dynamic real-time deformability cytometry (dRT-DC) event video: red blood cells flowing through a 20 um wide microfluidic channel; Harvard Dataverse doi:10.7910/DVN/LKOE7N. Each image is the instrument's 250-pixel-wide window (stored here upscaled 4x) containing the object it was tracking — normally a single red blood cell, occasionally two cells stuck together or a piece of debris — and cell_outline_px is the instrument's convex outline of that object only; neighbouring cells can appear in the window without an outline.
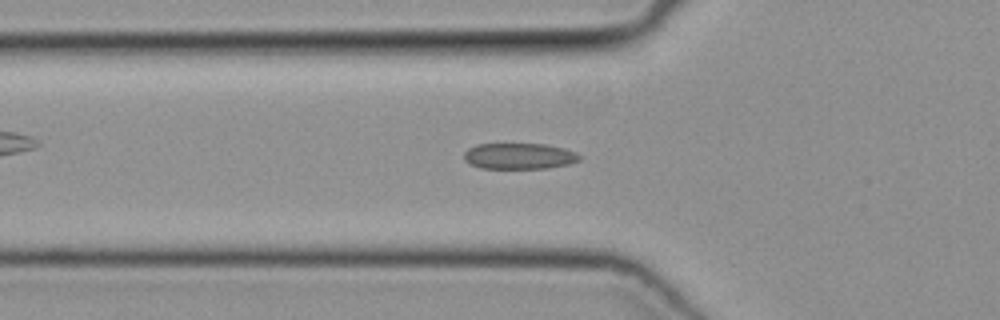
{"species": "common noctule bat (a hibernating species)", "species_latin": "Nyctalus noctula", "temperature_condition": "cold", "stored_images_in_passage": 47, "camera_frame_rate_fps": 3000, "um_per_image_px": 0.085, "animal": {"sex": "female", "body_mass_g": 19.3, "forearm_length_mm": 54.1}, "frame": {"image": 1, "passage_image": 15, "time_ms": 4.667, "image_size_px": [1000, 320], "cell_outline_px": [[580, 160], [568, 164], [548, 168], [480, 168], [468, 164], [464, 160], [464, 152], [468, 148], [476, 144], [544, 144], [564, 148], [576, 152], [580, 156]], "centroid_in_image_um": [44.1, 13.27], "position_along_channel_um": 81.7, "area_um2": 17.57}}
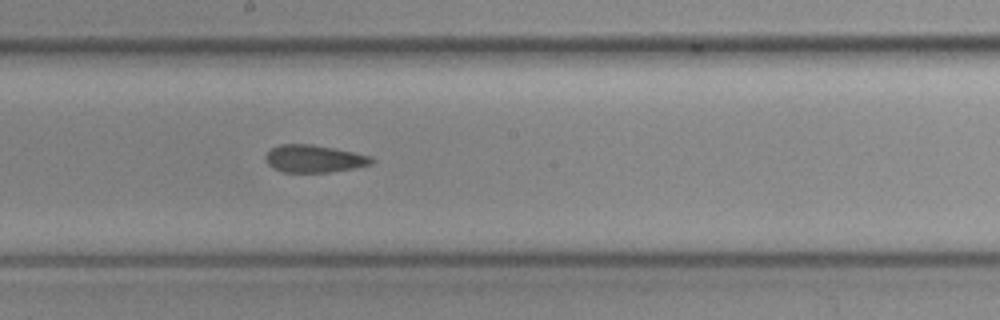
{"frame": {"image": 2, "passage_image": 25, "time_ms": 8.0, "image_size_px": [1000, 320], "cell_outline_px": [[376, 160], [372, 164], [356, 168], [328, 172], [284, 172], [272, 168], [264, 160], [264, 156], [272, 148], [280, 144], [312, 144], [372, 156]], "centroid_in_image_um": [26.7, 13.49], "position_along_channel_um": 221.5, "area_um2": 17.05}}
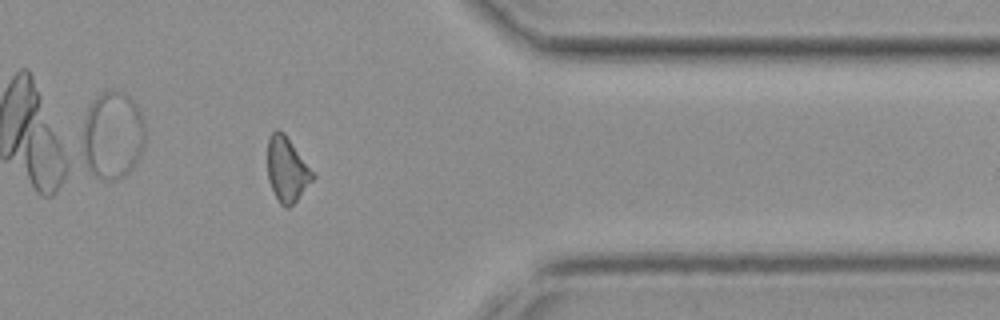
{"frame": {"image": 3, "passage_image": 38, "time_ms": 12.333, "image_size_px": [1000, 320], "cell_outline_px": [[316, 176], [296, 200], [288, 208], [284, 208], [280, 204], [268, 180], [268, 136], [276, 128], [284, 132]], "centroid_in_image_um": [24.38, 14.38], "position_along_channel_um": 387.0, "area_um2": 16.82}}